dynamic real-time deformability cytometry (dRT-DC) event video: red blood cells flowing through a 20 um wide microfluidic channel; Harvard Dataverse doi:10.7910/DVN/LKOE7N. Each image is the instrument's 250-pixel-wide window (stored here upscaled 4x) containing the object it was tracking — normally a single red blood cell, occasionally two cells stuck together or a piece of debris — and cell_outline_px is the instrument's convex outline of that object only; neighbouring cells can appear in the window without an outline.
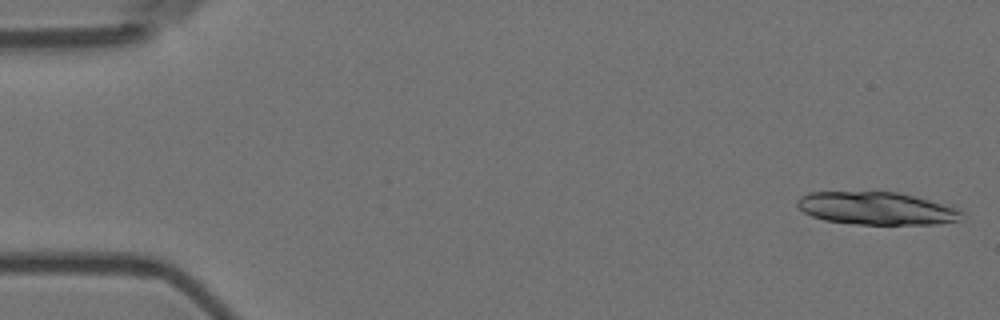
{"species": "Egyptian fruit bat (a non-hibernating species)", "species_latin": "Rousettus aegyptiacus", "temperature_condition": "room temperature", "stored_images_in_passage": 20, "camera_frame_rate_fps": 3000, "um_per_image_px": 0.085, "animal": {"sex": "female"}, "frame": {"image": 1, "passage_image": 1, "time_ms": 0.0, "image_size_px": [1000, 320], "cell_outline_px": [[960, 212], [956, 220], [936, 224], [860, 224], [824, 220], [812, 216], [804, 212], [796, 204], [796, 200], [800, 196], [808, 192], [896, 192], [952, 204]], "centroid_in_image_um": [74.48, 17.69], "position_along_channel_um": 10.5, "area_um2": 31.21}}